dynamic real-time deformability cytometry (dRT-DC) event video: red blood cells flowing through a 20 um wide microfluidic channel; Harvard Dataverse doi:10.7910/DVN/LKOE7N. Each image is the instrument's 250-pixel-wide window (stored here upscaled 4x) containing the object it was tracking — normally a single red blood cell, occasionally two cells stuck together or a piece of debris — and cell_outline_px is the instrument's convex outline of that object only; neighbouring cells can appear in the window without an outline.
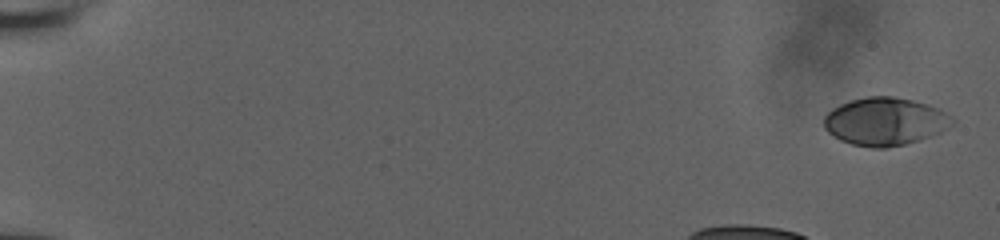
{"species": "human", "species_latin": "Homo sapiens", "temperature_condition": "room temperature", "stored_images_in_passage": 40, "camera_frame_rate_fps": 3000, "um_per_image_px": 0.085, "donor": {"sex": "male"}, "frame": {"image": 1, "passage_image": 1, "time_ms": 0.0, "image_size_px": [1000, 240], "cell_outline_px": [[956, 120], [948, 128], [940, 132], [904, 144], [884, 148], [872, 148], [852, 144], [840, 140], [832, 136], [824, 128], [824, 116], [832, 108], [840, 104], [852, 100], [868, 96], [892, 96], [912, 100], [928, 104], [940, 108], [952, 116]], "centroid_in_image_um": [75.22, 10.32], "position_along_channel_um": 9.8, "area_um2": 35.84}}
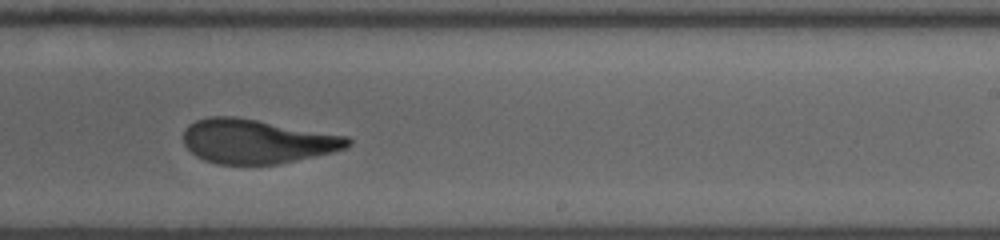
{"frame": {"image": 2, "passage_image": 25, "time_ms": 10.333, "image_size_px": [1000, 240], "cell_outline_px": [[352, 144], [344, 148], [332, 152], [276, 164], [216, 164], [204, 160], [196, 156], [184, 144], [184, 128], [188, 124], [196, 120], [212, 116], [236, 116], [348, 136], [352, 140]], "centroid_in_image_um": [21.81, 12.0], "position_along_channel_um": 267.2, "area_um2": 42.25}}
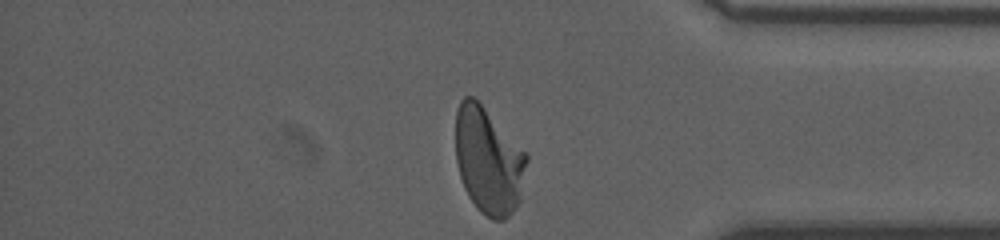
{"frame": {"image": 3, "passage_image": 40, "time_ms": 14.0, "image_size_px": [1000, 240], "cell_outline_px": [[528, 160], [520, 200], [516, 208], [504, 220], [492, 220], [480, 212], [476, 208], [468, 196], [464, 188], [460, 176], [456, 160], [456, 112], [460, 100], [464, 96], [472, 96], [484, 108], [528, 156]], "centroid_in_image_um": [41.5, 13.71], "position_along_channel_um": 393.7, "area_um2": 43.81}, "authors_computed_cell_mechanics": {"area_um2": 42.5119, "velocity_mm_per_s": 3.8225, "shape_relaxation_time_tau1_ms": 9.3773, "shape_relaxation_time_tau2_ms": 1.2441, "deformation_change_tau1": 0.3128, "deformation_change_tau2": 0.091}}